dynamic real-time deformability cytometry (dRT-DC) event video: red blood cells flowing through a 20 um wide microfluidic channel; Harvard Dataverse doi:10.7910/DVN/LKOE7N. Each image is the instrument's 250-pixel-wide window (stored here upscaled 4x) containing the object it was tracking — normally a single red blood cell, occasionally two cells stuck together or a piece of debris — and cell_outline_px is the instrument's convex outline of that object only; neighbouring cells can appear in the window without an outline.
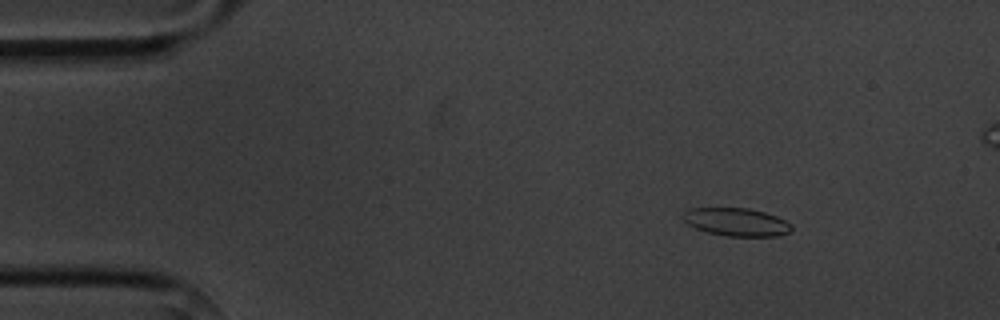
{"species": "common noctule bat (a hibernating species)", "species_latin": "Nyctalus noctula", "temperature_condition": "cold", "stored_images_in_passage": 6, "camera_frame_rate_fps": 3000, "um_per_image_px": 0.085, "animal": {"sex": "male", "body_mass_g": 20.1, "forearm_length_mm": 53.5}, "frame": {"image": 1, "passage_image": 3, "time_ms": 2.333, "image_size_px": [1000, 320], "cell_outline_px": [[792, 228], [788, 232], [776, 236], [728, 236], [708, 232], [696, 228], [688, 224], [680, 216], [688, 208], [748, 208], [764, 212], [776, 216], [792, 224]], "centroid_in_image_um": [62.57, 18.86], "position_along_channel_um": 22.4, "area_um2": 17.63}}